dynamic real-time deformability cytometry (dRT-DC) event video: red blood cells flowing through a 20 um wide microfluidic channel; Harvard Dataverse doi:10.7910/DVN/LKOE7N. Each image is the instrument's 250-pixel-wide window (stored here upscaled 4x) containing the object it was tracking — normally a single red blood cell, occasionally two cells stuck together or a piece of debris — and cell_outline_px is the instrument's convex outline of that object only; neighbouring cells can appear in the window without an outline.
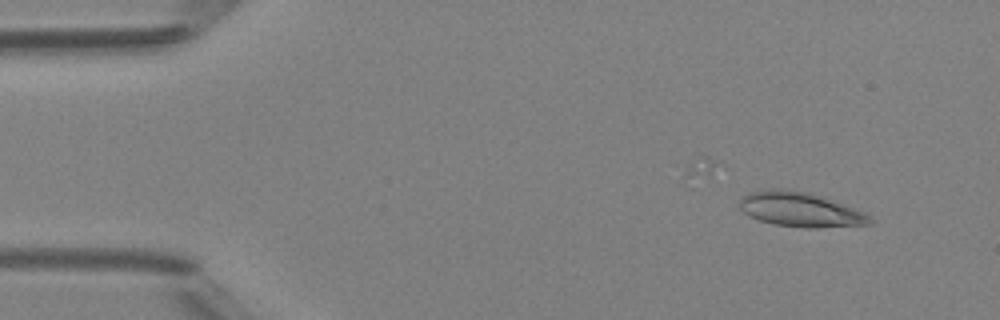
{"species": "Egyptian fruit bat (a non-hibernating species)", "species_latin": "Rousettus aegyptiacus", "temperature_condition": "room temperature", "stored_images_in_passage": 34, "camera_frame_rate_fps": 3000, "um_per_image_px": 0.085, "animal": {"sex": "female"}, "frame": {"image": 1, "passage_image": 4, "time_ms": 1.0, "image_size_px": [1000, 320], "cell_outline_px": [[872, 224], [816, 228], [808, 228], [776, 224], [760, 220], [744, 212], [740, 208], [740, 196], [748, 192], [768, 188], [780, 188], [808, 192], [820, 196], [864, 212], [872, 220]], "centroid_in_image_um": [67.99, 17.79], "position_along_channel_um": 17.0, "area_um2": 26.01}}
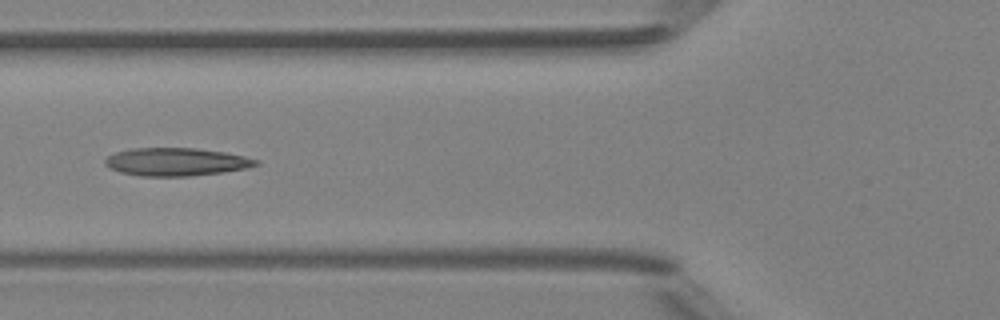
{"frame": {"image": 2, "passage_image": 18, "time_ms": 5.667, "image_size_px": [1000, 320], "cell_outline_px": [[260, 164], [248, 168], [224, 172], [188, 176], [140, 176], [120, 172], [108, 168], [104, 164], [104, 160], [108, 156], [116, 152], [132, 148], [196, 148], [224, 152], [244, 156], [260, 160]], "centroid_in_image_um": [14.98, 13.76], "position_along_channel_um": 110.8, "area_um2": 24.74}}
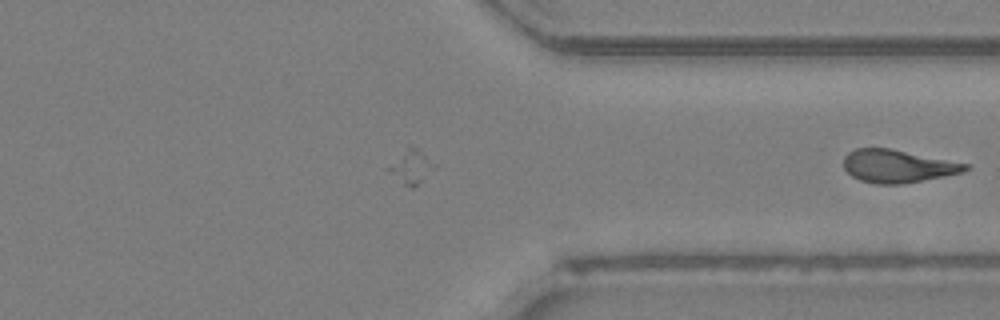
{"frame": {"image": 3, "passage_image": 34, "time_ms": 11.0, "image_size_px": [1000, 320], "cell_outline_px": [[972, 164], [964, 172], [944, 176], [900, 184], [876, 184], [860, 180], [852, 176], [844, 168], [844, 156], [848, 152], [856, 148], [888, 148]], "centroid_in_image_um": [76.31, 14.12], "position_along_channel_um": 335.1, "area_um2": 23.24}}